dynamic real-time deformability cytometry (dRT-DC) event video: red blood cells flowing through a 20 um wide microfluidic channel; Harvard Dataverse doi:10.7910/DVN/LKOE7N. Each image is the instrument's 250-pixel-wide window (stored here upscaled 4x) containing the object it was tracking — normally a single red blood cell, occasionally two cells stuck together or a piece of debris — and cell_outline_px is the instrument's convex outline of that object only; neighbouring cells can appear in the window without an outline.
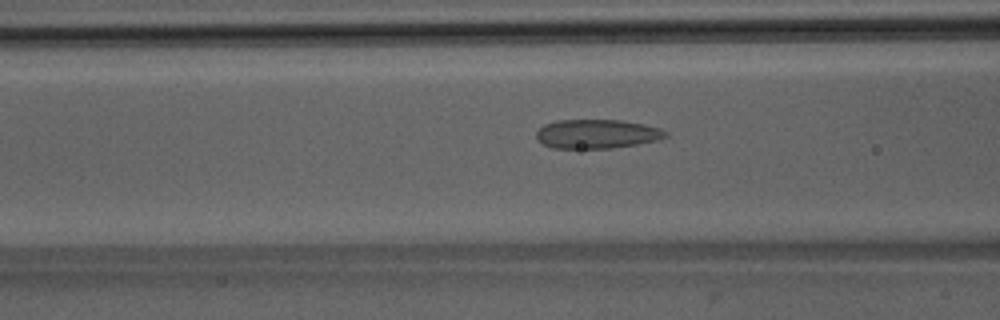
{"species": "Egyptian fruit bat (a non-hibernating species)", "species_latin": "Rousettus aegyptiacus", "temperature_condition": "room temperature", "stored_images_in_passage": 37, "camera_frame_rate_fps": 3000, "um_per_image_px": 0.085, "animal": {"sex": "male"}, "frame": {"image": 1, "passage_image": 5, "time_ms": 1.333, "image_size_px": [1000, 320], "cell_outline_px": [[668, 136], [656, 140], [636, 144], [612, 148], [552, 148], [536, 140], [536, 132], [544, 124], [556, 120], [620, 120], [644, 124], [660, 128], [668, 132]], "centroid_in_image_um": [50.72, 11.38], "position_along_channel_um": 115.9, "area_um2": 21.91}}
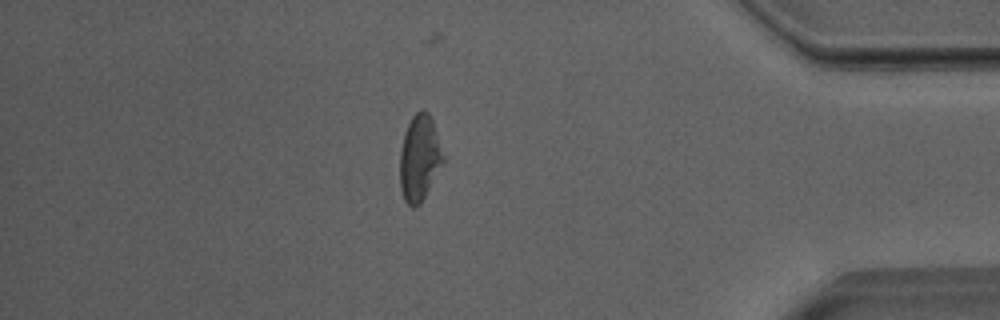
{"frame": {"image": 2, "passage_image": 29, "time_ms": 9.333, "image_size_px": [1000, 320], "cell_outline_px": [[444, 160], [420, 204], [416, 208], [412, 208], [404, 200], [400, 188], [400, 148], [404, 132], [412, 116], [420, 108], [424, 108], [428, 112], [432, 120], [444, 156]], "centroid_in_image_um": [35.63, 13.42], "position_along_channel_um": 399.6, "area_um2": 21.62}}
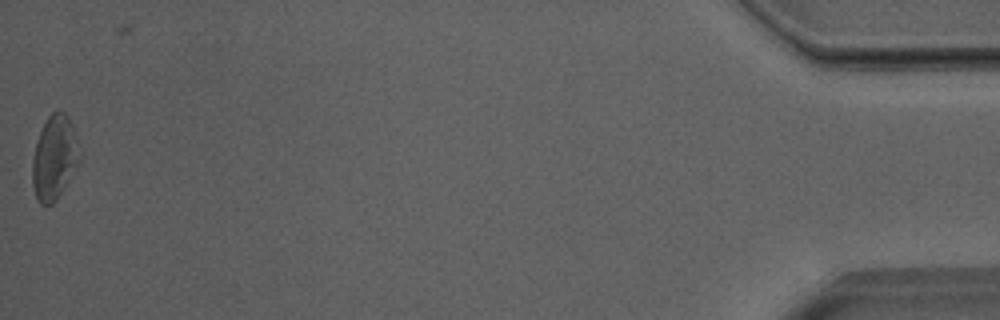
{"frame": {"image": 3, "passage_image": 36, "time_ms": 11.667, "image_size_px": [1000, 320], "cell_outline_px": [[80, 160], [64, 188], [56, 200], [52, 204], [40, 204], [36, 200], [32, 184], [32, 160], [36, 144], [40, 132], [48, 116], [52, 112], [64, 112], [68, 116], [76, 140]], "centroid_in_image_um": [4.59, 13.44], "position_along_channel_um": 430.6, "area_um2": 22.66}}